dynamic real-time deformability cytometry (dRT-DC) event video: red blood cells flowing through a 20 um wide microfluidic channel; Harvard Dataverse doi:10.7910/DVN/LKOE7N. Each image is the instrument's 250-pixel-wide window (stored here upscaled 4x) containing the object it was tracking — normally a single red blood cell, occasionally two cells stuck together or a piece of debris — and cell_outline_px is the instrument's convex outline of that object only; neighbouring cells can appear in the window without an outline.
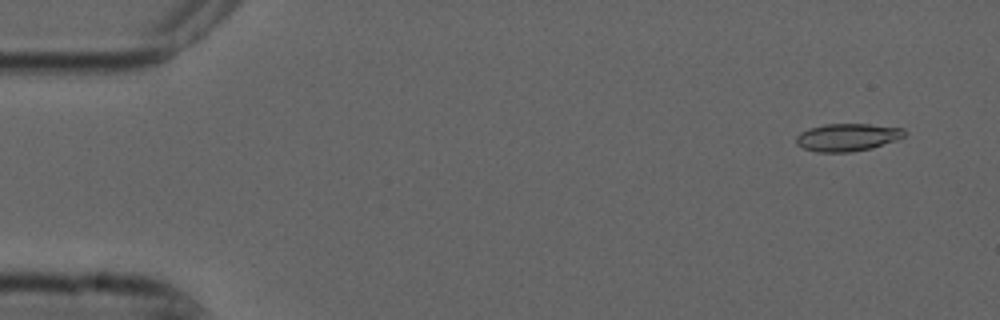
{"species": "common noctule bat (a hibernating species)", "species_latin": "Nyctalus noctula", "temperature_condition": "cold", "stored_images_in_passage": 7, "camera_frame_rate_fps": 3000, "um_per_image_px": 0.085, "animal": {"sex": "male", "forearm_length_mm": 52.5}, "frame": {"image": 1, "passage_image": 1, "time_ms": 0.0, "image_size_px": [1000, 320], "cell_outline_px": [[908, 132], [904, 136], [896, 140], [872, 148], [852, 152], [816, 152], [804, 148], [796, 144], [796, 136], [800, 132], [808, 128], [824, 124], [868, 124], [904, 128]], "centroid_in_image_um": [72.03, 11.66], "position_along_channel_um": 13.0, "area_um2": 17.57}}
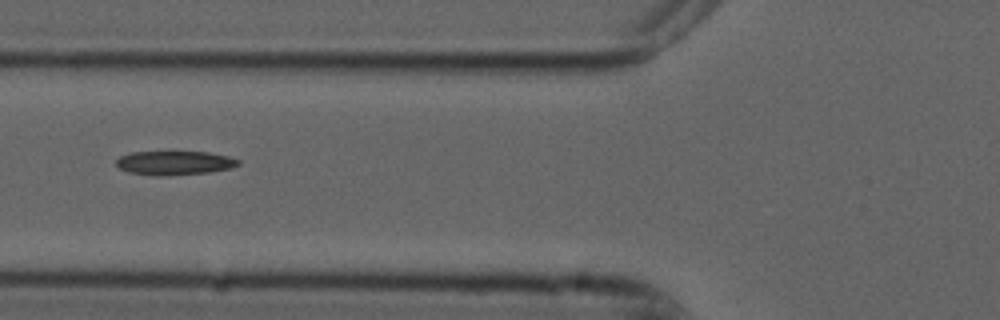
{"frame": {"image": 2, "passage_image": 6, "time_ms": 1.667, "image_size_px": [1000, 320], "cell_outline_px": [[240, 164], [228, 168], [208, 172], [160, 176], [128, 172], [120, 168], [116, 164], [116, 160], [120, 156], [132, 152], [168, 148], [208, 152], [228, 156], [240, 160]], "centroid_in_image_um": [14.79, 13.78], "position_along_channel_um": 111.0, "area_um2": 17.92}}
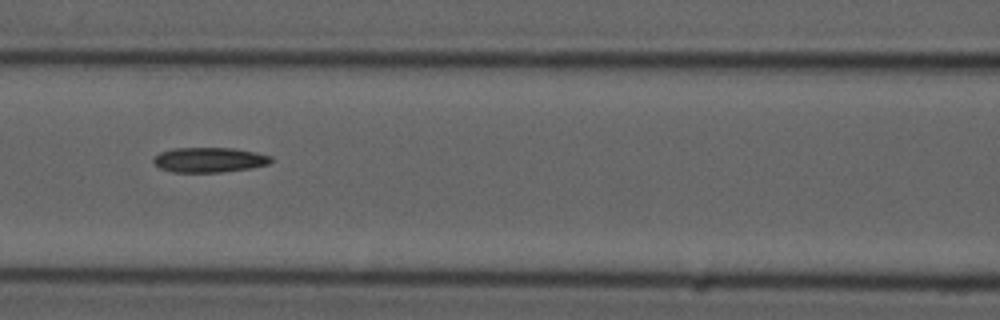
{"frame": {"image": 3, "passage_image": 7, "time_ms": 2.0, "image_size_px": [1000, 320], "cell_outline_px": [[272, 160], [268, 164], [252, 168], [220, 172], [172, 172], [160, 168], [152, 160], [160, 152], [172, 148], [232, 148], [256, 152], [272, 156]], "centroid_in_image_um": [17.8, 13.58], "position_along_channel_um": 148.8, "area_um2": 17.05}}